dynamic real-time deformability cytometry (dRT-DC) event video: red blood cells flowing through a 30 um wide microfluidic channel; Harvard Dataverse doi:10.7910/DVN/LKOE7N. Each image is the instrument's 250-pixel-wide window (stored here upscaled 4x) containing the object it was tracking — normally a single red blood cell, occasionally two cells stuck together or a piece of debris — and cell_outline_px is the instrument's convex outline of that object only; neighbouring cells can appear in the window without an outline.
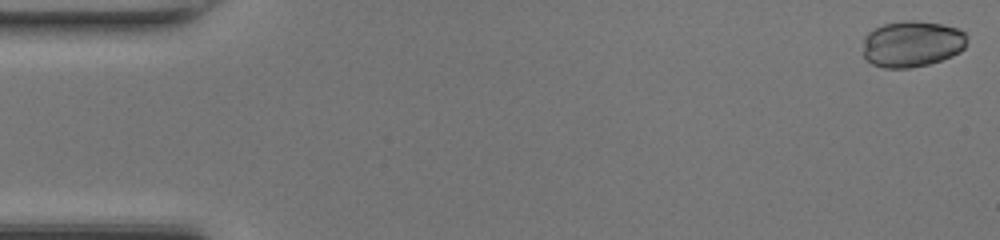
{"species": "common noctule bat (a hibernating species)", "species_latin": "Nyctalus noctula", "temperature_condition": "room temperature", "stored_images_in_passage": 48, "camera_frame_rate_fps": 3000, "um_per_image_px": 0.085, "animal": {"sex": "female", "body_mass_g": 17.0, "forearm_length_mm": 48.0}, "frame": {"image": 1, "passage_image": 1, "time_ms": 0.0, "image_size_px": [1000, 240], "cell_outline_px": [[968, 44], [960, 52], [952, 56], [928, 64], [908, 68], [884, 68], [872, 64], [864, 60], [864, 36], [868, 32], [884, 24], [904, 20], [912, 20], [940, 24], [956, 28], [964, 32], [968, 36]], "centroid_in_image_um": [77.53, 3.73], "position_along_channel_um": 7.5, "area_um2": 28.21}}
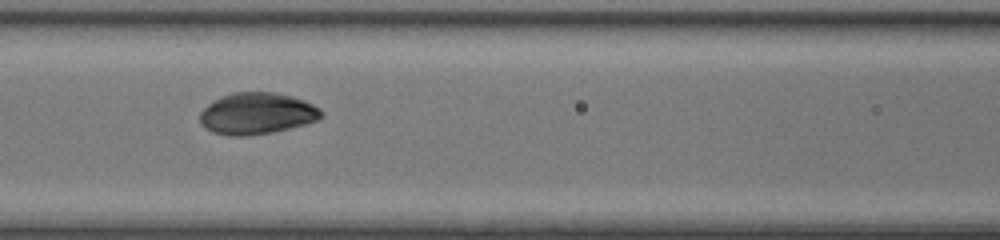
{"frame": {"image": 2, "passage_image": 21, "time_ms": 6.667, "image_size_px": [1000, 240], "cell_outline_px": [[324, 116], [320, 120], [272, 132], [248, 136], [228, 136], [212, 132], [200, 124], [200, 112], [208, 104], [220, 96], [232, 92], [276, 92], [292, 96], [304, 100], [320, 108], [324, 112]], "centroid_in_image_um": [21.84, 9.64], "position_along_channel_um": 144.8, "area_um2": 29.71}}
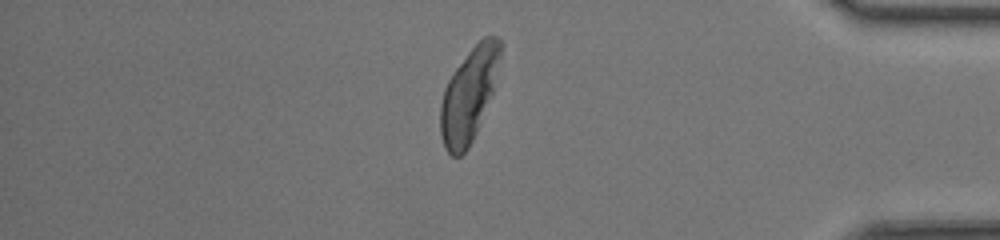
{"frame": {"image": 3, "passage_image": 41, "time_ms": 13.333, "image_size_px": [1000, 240], "cell_outline_px": [[504, 44], [492, 92], [476, 132], [468, 148], [460, 156], [452, 156], [444, 148], [440, 132], [440, 104], [444, 88], [448, 80], [456, 68], [468, 52], [484, 36], [496, 36]], "centroid_in_image_um": [39.85, 8.05], "position_along_channel_um": 395.3, "area_um2": 32.37}, "authors_computed_cell_mechanics": {"area_um2": 29.9115, "velocity_mm_per_s": 4.2919, "shape_relaxation_time_tau1_ms": 1.9384, "shape_relaxation_time_tau2_ms": null, "deformation_change_tau1": 0.0756, "deformation_change_tau2": null}}